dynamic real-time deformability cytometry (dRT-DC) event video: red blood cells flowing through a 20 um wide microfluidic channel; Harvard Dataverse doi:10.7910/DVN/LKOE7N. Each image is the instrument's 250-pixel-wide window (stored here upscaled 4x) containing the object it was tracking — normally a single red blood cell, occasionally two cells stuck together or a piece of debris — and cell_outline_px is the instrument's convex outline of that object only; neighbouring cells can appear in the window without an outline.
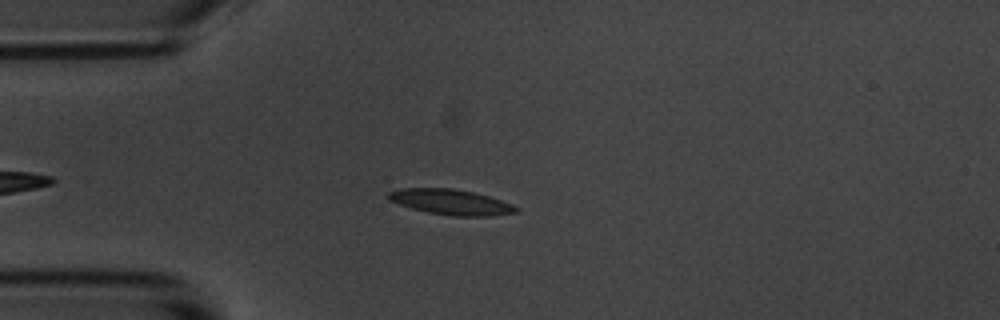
{"species": "common noctule bat (a hibernating species)", "species_latin": "Nyctalus noctula", "temperature_condition": "room temperature", "stored_images_in_passage": 51, "camera_frame_rate_fps": 3000, "um_per_image_px": 0.085, "animal": {"sex": "male", "body_mass_g": 20.1, "forearm_length_mm": 53.5}, "frame": {"image": 1, "passage_image": 9, "time_ms": 2.667, "image_size_px": [1000, 320], "cell_outline_px": [[520, 208], [516, 212], [492, 216], [452, 216], [428, 212], [412, 208], [388, 200], [388, 192], [400, 188], [452, 188], [472, 192], [488, 196], [512, 204]], "centroid_in_image_um": [38.32, 17.17], "position_along_channel_um": 46.7, "area_um2": 18.79}}
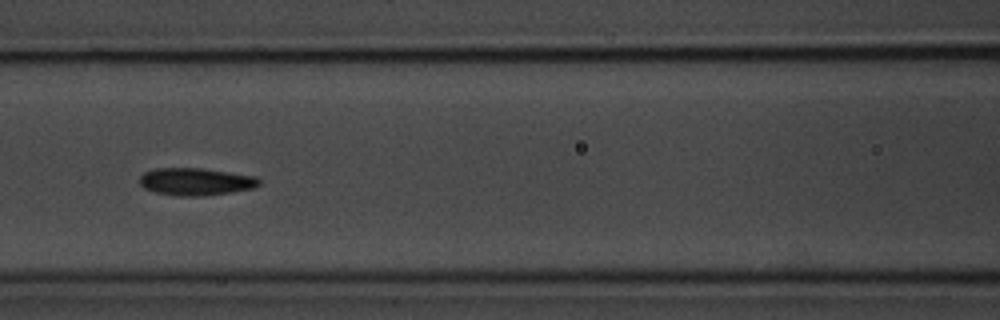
{"frame": {"image": 2, "passage_image": 19, "time_ms": 6.0, "image_size_px": [1000, 320], "cell_outline_px": [[260, 184], [252, 188], [232, 192], [204, 196], [176, 196], [156, 192], [144, 188], [140, 184], [140, 176], [144, 172], [152, 168], [200, 168], [256, 176], [260, 180]], "centroid_in_image_um": [16.62, 15.44], "position_along_channel_um": 150.0, "area_um2": 19.13}}
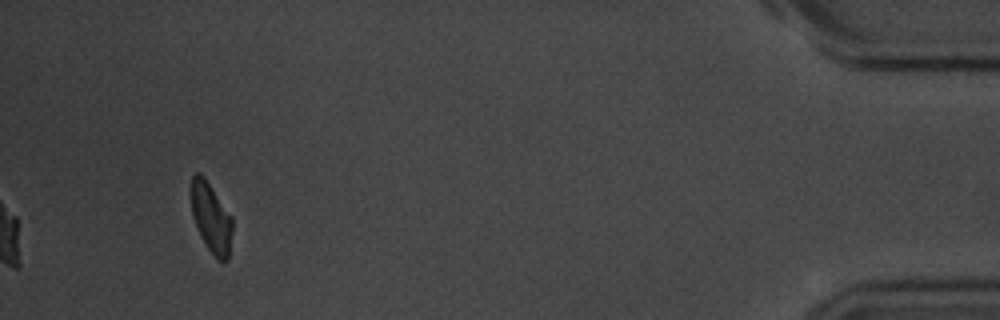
{"frame": {"image": 3, "passage_image": 48, "time_ms": 15.667, "image_size_px": [1000, 320], "cell_outline_px": [[232, 232], [228, 260], [224, 264], [216, 260], [200, 236], [192, 212], [192, 176], [196, 172], [200, 172], [204, 176], [232, 216]], "centroid_in_image_um": [17.98, 18.55], "position_along_channel_um": 417.2, "area_um2": 16.76}, "authors_computed_cell_mechanics": {"area_um2": 18.2648, "velocity_mm_per_s": 3.5092, "shape_relaxation_time_tau1_ms": 2.8046, "shape_relaxation_time_tau2_ms": 3.7743, "deformation_change_tau1": 0.1033, "deformation_change_tau2": 0.0896}}